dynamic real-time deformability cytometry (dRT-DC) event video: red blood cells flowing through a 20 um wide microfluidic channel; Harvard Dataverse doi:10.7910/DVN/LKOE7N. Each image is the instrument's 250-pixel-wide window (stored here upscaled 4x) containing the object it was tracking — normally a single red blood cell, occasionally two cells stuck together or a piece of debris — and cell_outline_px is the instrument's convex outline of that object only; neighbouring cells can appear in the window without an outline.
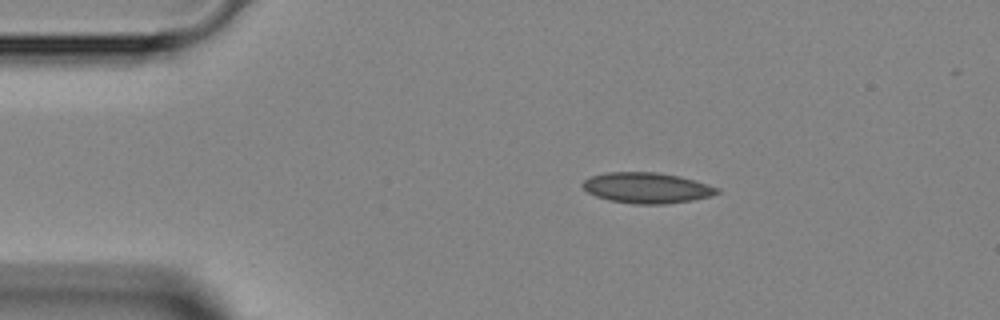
{"species": "Egyptian fruit bat (a non-hibernating species)", "species_latin": "Rousettus aegyptiacus", "temperature_condition": "room temperature", "stored_images_in_passage": 46, "camera_frame_rate_fps": 3000, "um_per_image_px": 0.085, "animal": {"sex": "female"}, "frame": {"image": 1, "passage_image": 7, "time_ms": 2.0, "image_size_px": [1000, 320], "cell_outline_px": [[720, 192], [712, 196], [692, 200], [664, 204], [632, 204], [608, 200], [596, 196], [588, 192], [580, 184], [584, 180], [592, 176], [608, 172], [656, 172], [680, 176], [708, 184], [720, 188]], "centroid_in_image_um": [54.99, 15.97], "position_along_channel_um": 30.0, "area_um2": 24.1}}
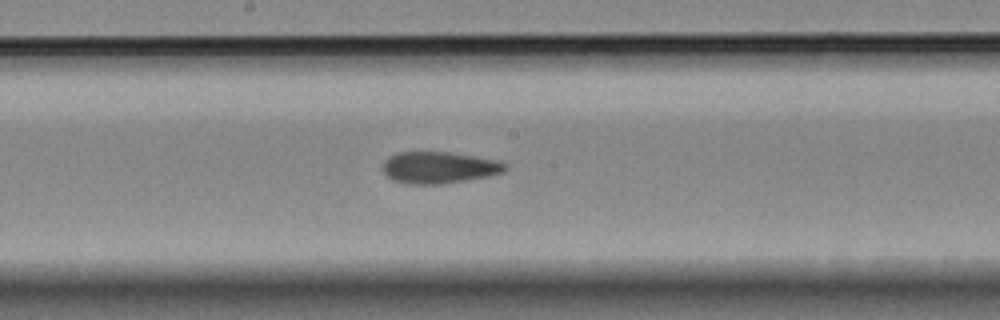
{"frame": {"image": 2, "passage_image": 23, "time_ms": 7.333, "image_size_px": [1000, 320], "cell_outline_px": [[508, 168], [504, 172], [488, 176], [444, 184], [408, 184], [396, 180], [388, 176], [384, 172], [384, 160], [388, 156], [396, 152], [448, 152], [500, 160], [508, 164]], "centroid_in_image_um": [37.37, 14.23], "position_along_channel_um": 210.8, "area_um2": 22.66}}
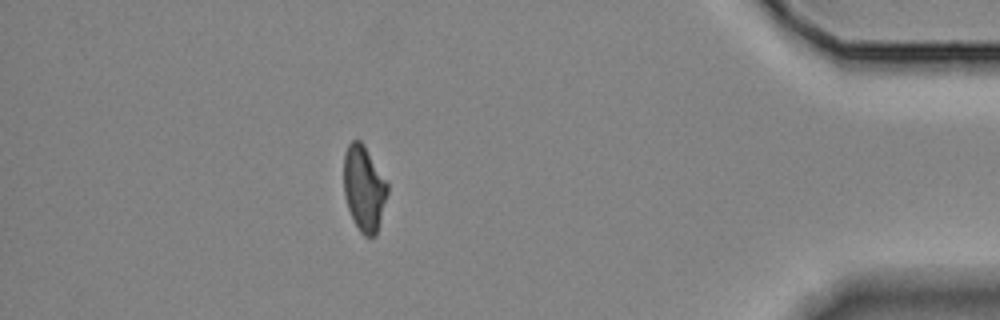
{"frame": {"image": 3, "passage_image": 40, "time_ms": 13.0, "image_size_px": [1000, 320], "cell_outline_px": [[388, 192], [376, 236], [364, 236], [360, 232], [348, 208], [344, 196], [344, 152], [348, 144], [352, 140], [360, 140], [364, 144], [388, 180]], "centroid_in_image_um": [30.95, 15.97], "position_along_channel_um": 404.2, "area_um2": 22.02}}